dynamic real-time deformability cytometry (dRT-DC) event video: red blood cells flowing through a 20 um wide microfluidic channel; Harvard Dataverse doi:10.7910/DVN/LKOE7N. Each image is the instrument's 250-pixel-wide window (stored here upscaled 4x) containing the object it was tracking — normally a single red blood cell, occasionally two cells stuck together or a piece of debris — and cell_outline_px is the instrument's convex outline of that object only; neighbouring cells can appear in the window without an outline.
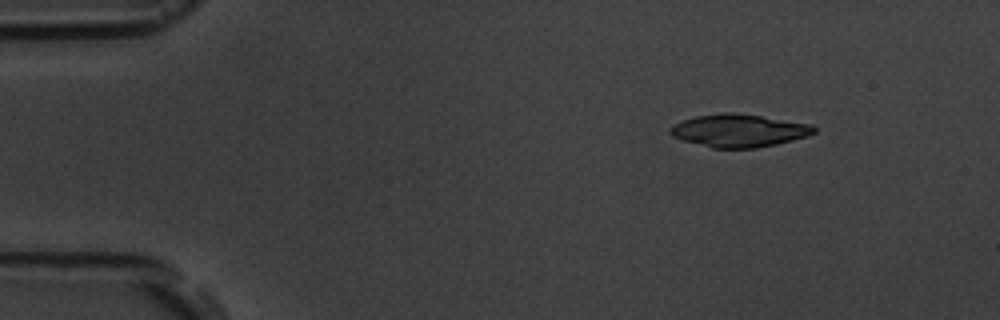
{"species": "common noctule bat (a hibernating species)", "species_latin": "Nyctalus noctula", "temperature_condition": "room temperature", "stored_images_in_passage": 5, "camera_frame_rate_fps": 3000, "um_per_image_px": 0.085, "animal": {"sex": "male", "body_mass_g": 19.5, "forearm_length_mm": 54.6}, "frame": {"image": 1, "passage_image": 2, "time_ms": 1.333, "image_size_px": [1000, 320], "cell_outline_px": [[816, 132], [808, 136], [776, 144], [756, 148], [712, 148], [684, 140], [672, 136], [668, 132], [668, 128], [672, 124], [680, 120], [696, 116], [724, 112], [728, 112], [760, 116], [812, 124], [816, 128]], "centroid_in_image_um": [62.78, 11.1], "position_along_channel_um": 22.2, "area_um2": 27.51}}